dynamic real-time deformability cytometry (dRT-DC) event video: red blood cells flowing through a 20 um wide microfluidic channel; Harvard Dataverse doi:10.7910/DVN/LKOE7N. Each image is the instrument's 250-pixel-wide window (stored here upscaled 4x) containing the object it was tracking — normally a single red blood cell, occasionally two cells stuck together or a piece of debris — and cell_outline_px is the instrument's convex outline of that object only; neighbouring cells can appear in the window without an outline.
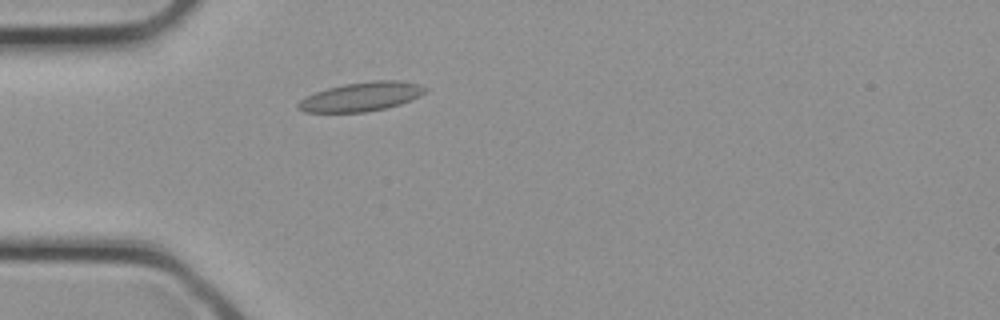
{"species": "common noctule bat (a hibernating species)", "species_latin": "Nyctalus noctula", "temperature_condition": "cold", "stored_images_in_passage": 22, "camera_frame_rate_fps": 3000, "um_per_image_px": 0.085, "animal": {"sex": "female", "body_mass_g": 21.9}, "frame": {"image": 1, "passage_image": 2, "time_ms": 0.333, "image_size_px": [1000, 320], "cell_outline_px": [[428, 88], [420, 96], [412, 100], [400, 104], [368, 112], [304, 112], [296, 108], [296, 104], [300, 100], [316, 92], [328, 88], [344, 84], [372, 80], [400, 80], [420, 84]], "centroid_in_image_um": [30.73, 8.21], "position_along_channel_um": 54.3, "area_um2": 21.56}}
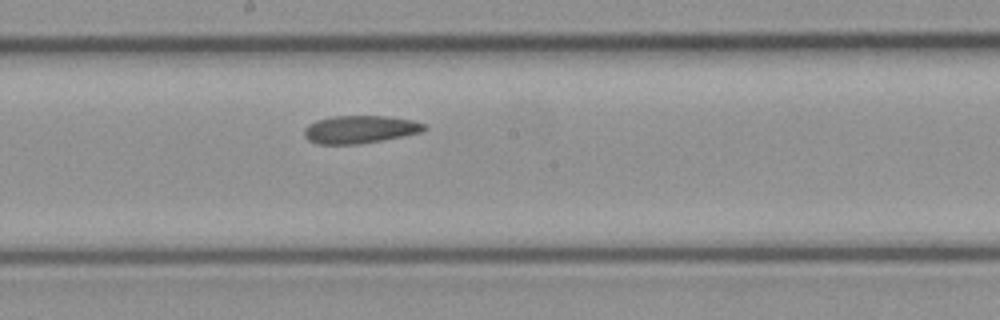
{"frame": {"image": 2, "passage_image": 10, "time_ms": 3.0, "image_size_px": [1000, 320], "cell_outline_px": [[428, 128], [420, 132], [404, 136], [360, 144], [316, 144], [308, 140], [304, 136], [304, 128], [308, 124], [316, 120], [332, 116], [388, 116], [412, 120], [424, 124]], "centroid_in_image_um": [30.57, 11.0], "position_along_channel_um": 217.6, "area_um2": 19.54}}
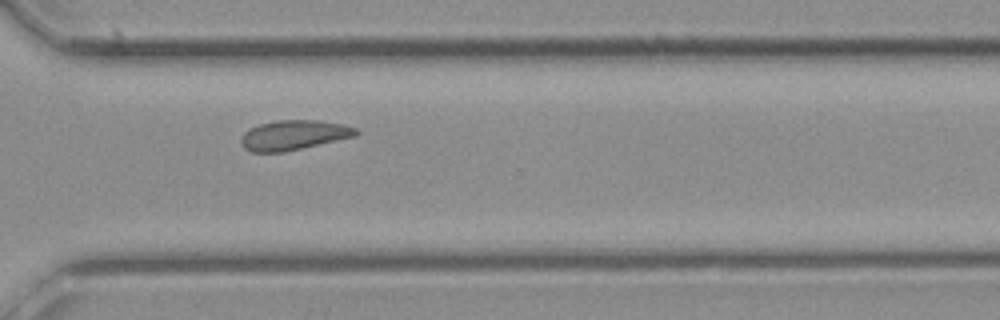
{"frame": {"image": 3, "passage_image": 16, "time_ms": 5.0, "image_size_px": [1000, 320], "cell_outline_px": [[360, 132], [356, 136], [284, 152], [252, 152], [244, 148], [240, 144], [240, 140], [244, 132], [248, 128], [260, 124], [280, 120], [320, 120], [340, 124], [356, 128]], "centroid_in_image_um": [24.94, 11.48], "position_along_channel_um": 345.7, "area_um2": 19.94}}